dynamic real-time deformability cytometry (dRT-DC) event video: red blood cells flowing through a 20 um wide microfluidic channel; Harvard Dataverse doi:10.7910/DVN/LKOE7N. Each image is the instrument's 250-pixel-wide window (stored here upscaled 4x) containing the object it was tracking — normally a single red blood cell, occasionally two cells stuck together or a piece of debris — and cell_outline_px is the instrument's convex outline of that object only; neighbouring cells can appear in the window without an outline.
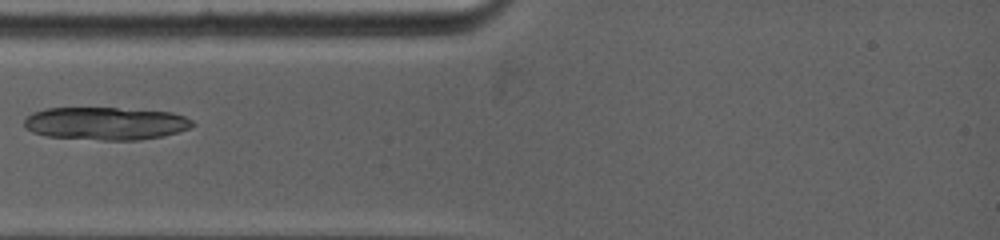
{"species": "common noctule bat (a hibernating species)", "species_latin": "Nyctalus noctula", "temperature_condition": "warm", "stored_images_in_passage": 26, "camera_frame_rate_fps": 5000, "um_per_image_px": 0.085, "animal": {"sex": "female", "body_mass_g": 19.0, "forearm_length_mm": 53.3}, "frame": {"image": 1, "passage_image": 1, "time_ms": 0.0, "image_size_px": [1000, 240], "cell_outline_px": [[196, 124], [192, 128], [160, 136], [140, 140], [100, 140], [44, 136], [32, 132], [24, 128], [24, 120], [32, 112], [44, 108], [116, 108], [172, 112], [184, 116], [192, 120]], "centroid_in_image_um": [8.96, 10.49], "position_along_channel_um": 76.0, "area_um2": 32.37}}
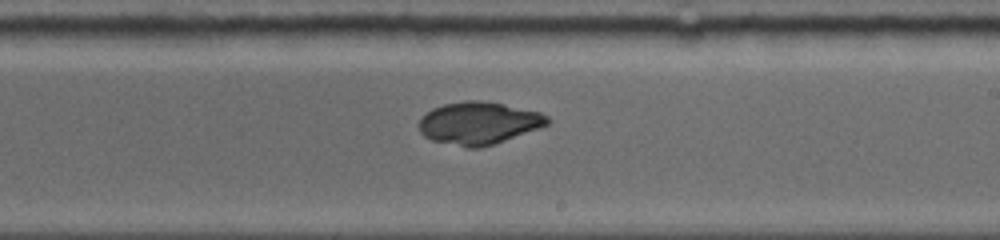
{"frame": {"image": 2, "passage_image": 11, "time_ms": 4.4, "image_size_px": [1000, 240], "cell_outline_px": [[552, 120], [548, 124], [540, 128], [480, 148], [468, 148], [432, 140], [424, 136], [420, 132], [420, 120], [432, 108], [444, 104], [468, 100], [480, 100], [504, 104], [540, 112], [548, 116]], "centroid_in_image_um": [40.72, 10.46], "position_along_channel_um": 248.3, "area_um2": 31.56}}
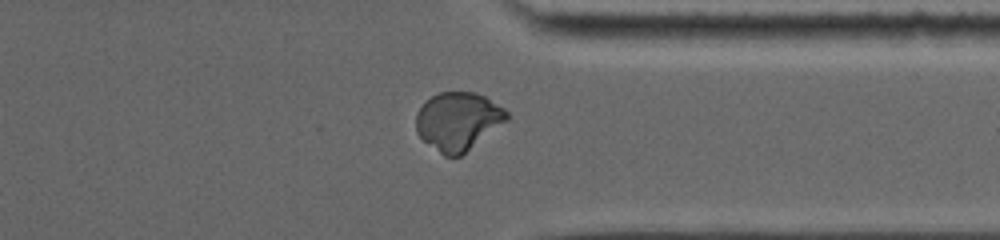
{"frame": {"image": 3, "passage_image": 21, "time_ms": 7.6, "image_size_px": [1000, 240], "cell_outline_px": [[508, 120], [460, 156], [444, 156], [424, 140], [416, 132], [416, 112], [432, 96], [440, 92], [476, 92], [484, 96], [504, 108], [508, 112]], "centroid_in_image_um": [38.94, 10.29], "position_along_channel_um": 372.5, "area_um2": 30.4}}